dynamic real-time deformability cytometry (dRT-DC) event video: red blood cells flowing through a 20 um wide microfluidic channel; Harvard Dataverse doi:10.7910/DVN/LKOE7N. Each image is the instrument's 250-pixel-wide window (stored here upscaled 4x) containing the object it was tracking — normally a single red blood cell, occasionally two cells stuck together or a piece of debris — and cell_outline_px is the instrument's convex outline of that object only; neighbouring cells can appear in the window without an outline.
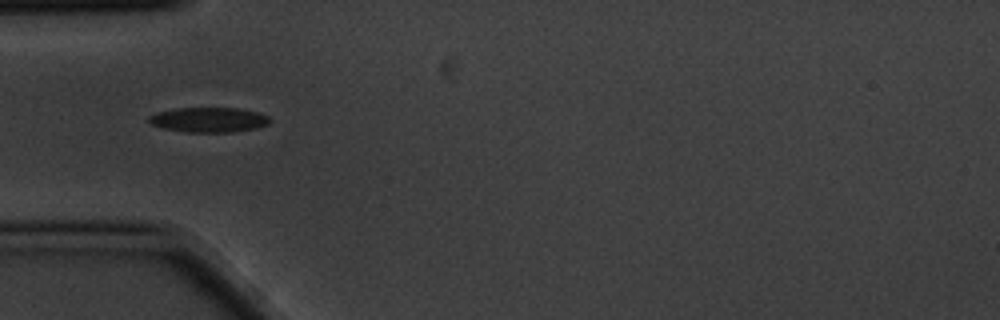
{"species": "common noctule bat (a hibernating species)", "species_latin": "Nyctalus noctula", "temperature_condition": "cold", "stored_images_in_passage": 7, "camera_frame_rate_fps": 3000, "um_per_image_px": 0.085, "animal": {"sex": "male", "body_mass_g": 20.1, "forearm_length_mm": 53.5}, "frame": {"image": 1, "passage_image": 6, "time_ms": 1.667, "image_size_px": [1000, 320], "cell_outline_px": [[272, 120], [268, 124], [256, 128], [232, 132], [188, 132], [164, 128], [152, 124], [148, 120], [148, 116], [156, 112], [176, 108], [236, 108], [256, 112], [268, 116]], "centroid_in_image_um": [17.74, 10.18], "position_along_channel_um": 67.3, "area_um2": 17.46}}